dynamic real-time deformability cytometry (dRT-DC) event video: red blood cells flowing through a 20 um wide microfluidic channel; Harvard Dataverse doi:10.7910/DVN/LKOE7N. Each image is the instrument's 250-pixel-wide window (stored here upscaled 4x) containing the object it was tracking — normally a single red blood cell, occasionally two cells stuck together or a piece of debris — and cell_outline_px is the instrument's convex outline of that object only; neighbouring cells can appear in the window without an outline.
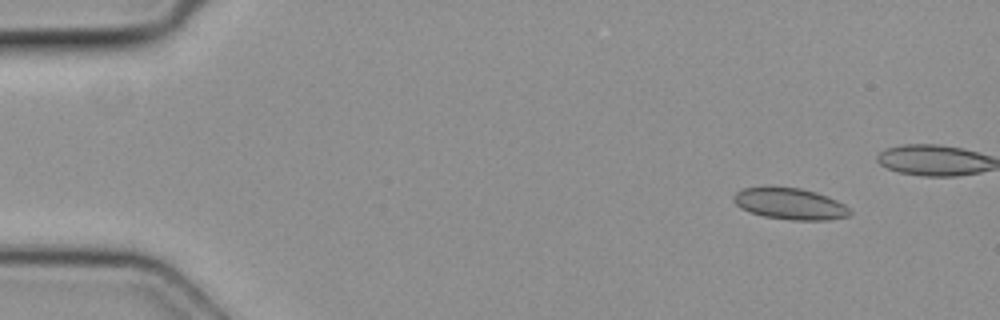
{"species": "common noctule bat (a hibernating species)", "species_latin": "Nyctalus noctula", "temperature_condition": "cold", "stored_images_in_passage": 4, "camera_frame_rate_fps": 3000, "um_per_image_px": 0.085, "animal": {"sex": "female", "body_mass_g": 19.3, "forearm_length_mm": 54.1}, "frame": {"image": 1, "passage_image": 1, "time_ms": 0.0, "image_size_px": [1000, 320], "cell_outline_px": [[852, 212], [848, 216], [828, 220], [792, 220], [764, 216], [748, 212], [740, 208], [732, 200], [732, 196], [736, 192], [744, 188], [800, 188], [816, 192], [828, 196], [844, 204]], "centroid_in_image_um": [67.15, 17.34], "position_along_channel_um": 17.9, "area_um2": 21.1}}